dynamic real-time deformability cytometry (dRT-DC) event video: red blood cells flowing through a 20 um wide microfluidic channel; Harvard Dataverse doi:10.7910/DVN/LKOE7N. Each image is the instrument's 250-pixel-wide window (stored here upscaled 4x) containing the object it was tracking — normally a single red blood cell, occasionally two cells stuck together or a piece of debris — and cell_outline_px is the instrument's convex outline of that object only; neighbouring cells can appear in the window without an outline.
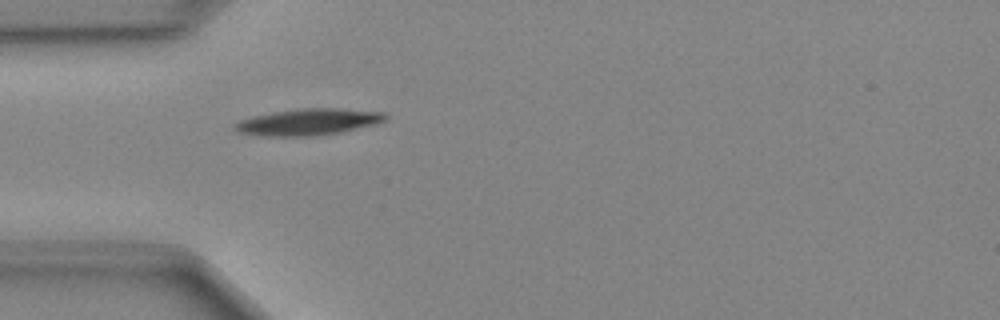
{"species": "Egyptian fruit bat (a non-hibernating species)", "species_latin": "Rousettus aegyptiacus", "temperature_condition": "cold", "stored_images_in_passage": 35, "camera_frame_rate_fps": 3000, "um_per_image_px": 0.085, "animal": {"sex": "female"}, "frame": {"image": 1, "passage_image": 1, "time_ms": 0.0, "image_size_px": [1000, 320], "cell_outline_px": [[388, 120], [376, 124], [340, 132], [316, 136], [260, 136], [240, 132], [232, 128], [232, 124], [240, 120], [252, 116], [272, 112], [300, 108], [336, 108], [384, 112], [388, 116]], "centroid_in_image_um": [26.2, 10.36], "position_along_channel_um": 58.8, "area_um2": 23.47}}
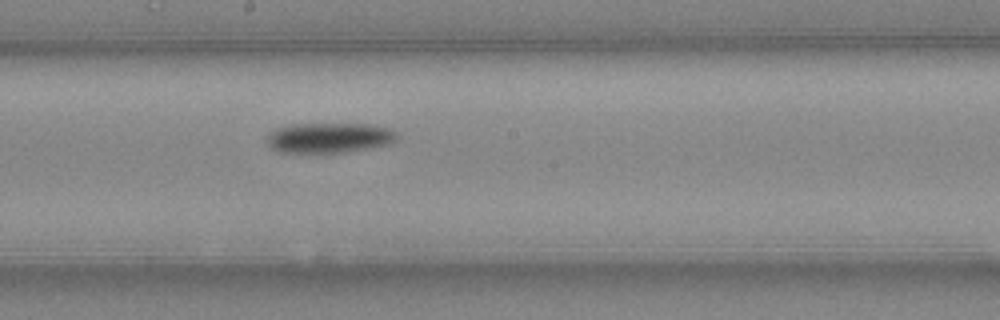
{"frame": {"image": 2, "passage_image": 13, "time_ms": 4.0, "image_size_px": [1000, 320], "cell_outline_px": [[400, 140], [388, 144], [368, 148], [344, 152], [280, 152], [272, 148], [268, 144], [268, 132], [276, 128], [288, 124], [368, 124], [388, 128], [396, 132], [400, 136]], "centroid_in_image_um": [28.0, 11.7], "position_along_channel_um": 220.2, "area_um2": 22.89}}
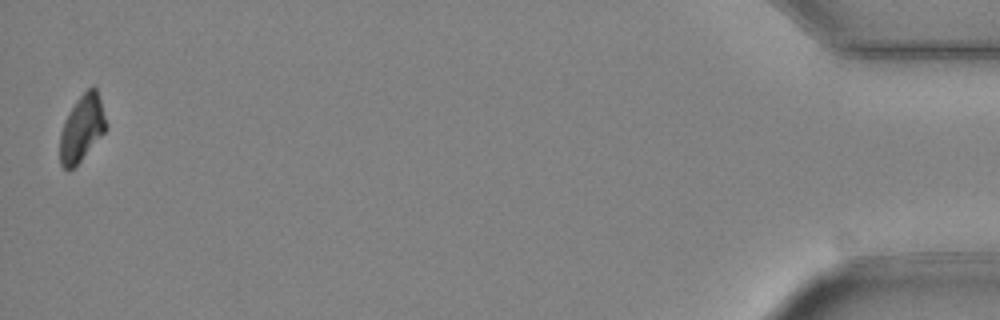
{"frame": {"image": 3, "passage_image": 35, "time_ms": 11.333, "image_size_px": [1000, 320], "cell_outline_px": [[108, 128], [80, 160], [68, 172], [60, 164], [60, 132], [64, 120], [76, 100], [88, 88], [96, 88], [108, 124]], "centroid_in_image_um": [6.95, 10.91], "position_along_channel_um": 428.2, "area_um2": 17.63}}